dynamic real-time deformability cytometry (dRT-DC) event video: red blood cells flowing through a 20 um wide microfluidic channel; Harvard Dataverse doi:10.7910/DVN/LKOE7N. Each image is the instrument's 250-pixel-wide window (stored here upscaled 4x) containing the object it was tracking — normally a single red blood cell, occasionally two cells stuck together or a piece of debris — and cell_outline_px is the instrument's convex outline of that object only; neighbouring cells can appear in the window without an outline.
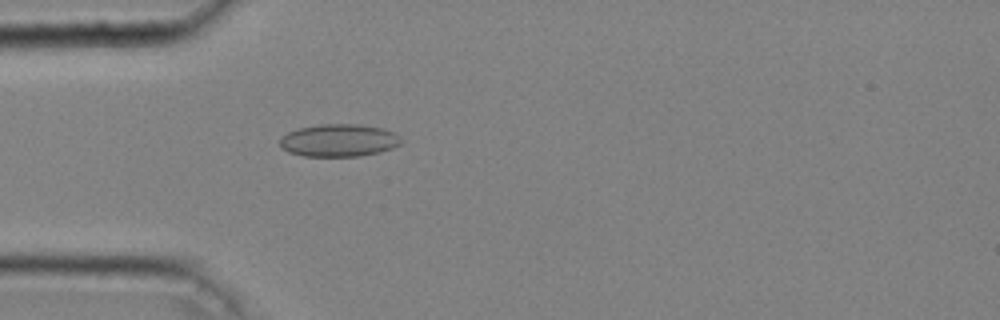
{"species": "common noctule bat (a hibernating species)", "species_latin": "Nyctalus noctula", "temperature_condition": "cold", "stored_images_in_passage": 44, "camera_frame_rate_fps": 3000, "um_per_image_px": 0.085, "animal": {"sex": "male", "body_mass_g": 20.4}, "frame": {"image": 1, "passage_image": 14, "time_ms": 4.333, "image_size_px": [1000, 320], "cell_outline_px": [[400, 144], [392, 148], [380, 152], [360, 156], [304, 156], [288, 152], [280, 148], [280, 140], [288, 132], [300, 128], [320, 124], [360, 124], [384, 128], [396, 132], [400, 136]], "centroid_in_image_um": [28.83, 11.93], "position_along_channel_um": 56.2, "area_um2": 23.12}}
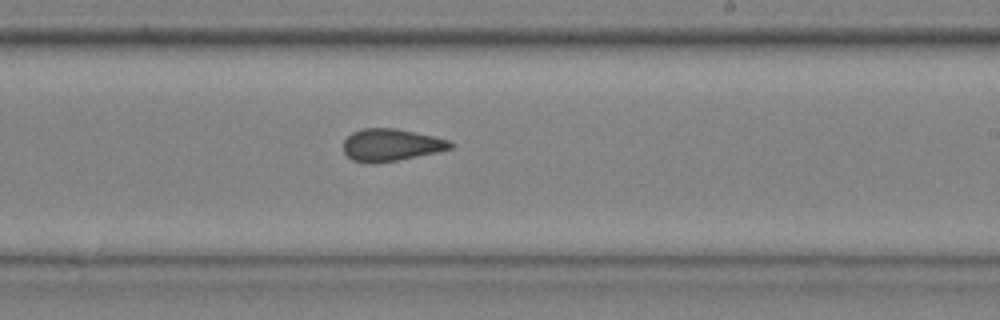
{"frame": {"image": 2, "passage_image": 29, "time_ms": 9.333, "image_size_px": [1000, 320], "cell_outline_px": [[456, 144], [452, 148], [436, 152], [396, 160], [352, 160], [344, 152], [344, 140], [352, 132], [364, 128], [396, 128], [452, 140]], "centroid_in_image_um": [33.31, 12.27], "position_along_channel_um": 255.7, "area_um2": 19.48}}
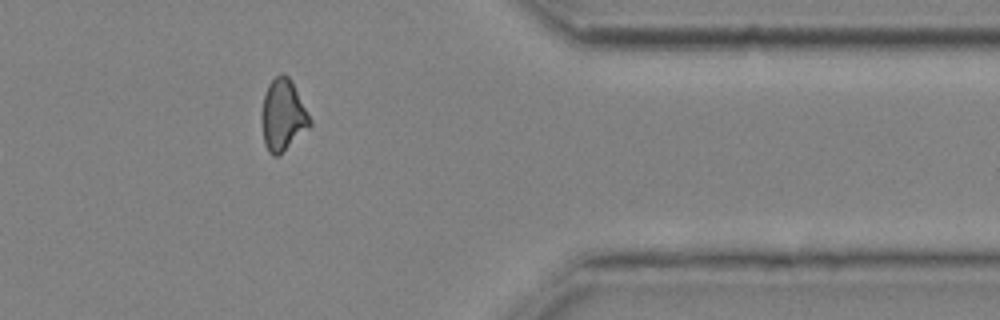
{"frame": {"image": 3, "passage_image": 40, "time_ms": 13.0, "image_size_px": [1000, 320], "cell_outline_px": [[312, 124], [308, 128], [276, 156], [272, 156], [268, 152], [264, 144], [260, 116], [264, 96], [268, 84], [280, 72], [288, 76], [312, 120]], "centroid_in_image_um": [24.01, 9.78], "position_along_channel_um": 387.4, "area_um2": 19.77}, "authors_computed_cell_mechanics": {"area_um2": 20.5768, "velocity_mm_per_s": 4.0765, "shape_relaxation_time_tau1_ms": null, "shape_relaxation_time_tau2_ms": 2.0305, "deformation_change_tau1": null, "deformation_change_tau2": 0.0673}}